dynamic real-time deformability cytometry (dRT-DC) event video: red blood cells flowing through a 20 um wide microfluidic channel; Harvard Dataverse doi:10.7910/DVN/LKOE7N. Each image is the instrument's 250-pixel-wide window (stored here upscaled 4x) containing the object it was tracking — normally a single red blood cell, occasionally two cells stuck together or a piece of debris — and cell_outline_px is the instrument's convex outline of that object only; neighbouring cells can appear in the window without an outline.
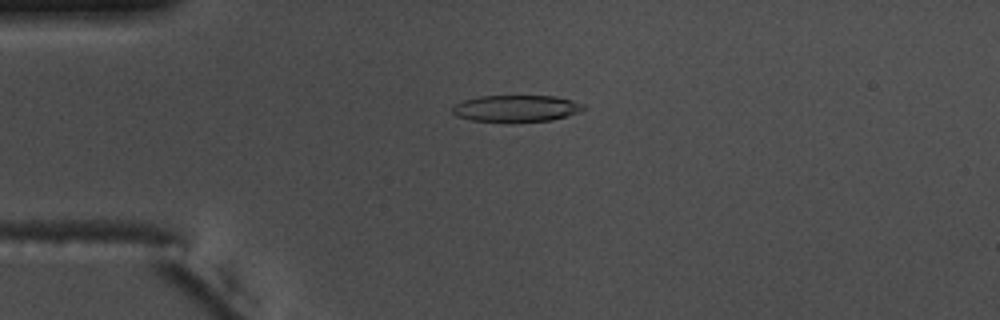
{"species": "common noctule bat (a hibernating species)", "species_latin": "Nyctalus noctula", "temperature_condition": "warm", "stored_images_in_passage": 50, "camera_frame_rate_fps": 3000, "um_per_image_px": 0.085, "animal": {"sex": "male", "body_mass_g": 17.5, "forearm_length_mm": 52.3}, "frame": {"image": 1, "passage_image": 9, "time_ms": 2.667, "image_size_px": [1000, 320], "cell_outline_px": [[588, 108], [580, 112], [552, 120], [512, 124], [508, 124], [472, 120], [456, 116], [452, 112], [452, 108], [456, 104], [464, 100], [480, 96], [556, 96], [572, 100], [584, 104]], "centroid_in_image_um": [43.91, 9.25], "position_along_channel_um": 41.1, "area_um2": 21.1}}
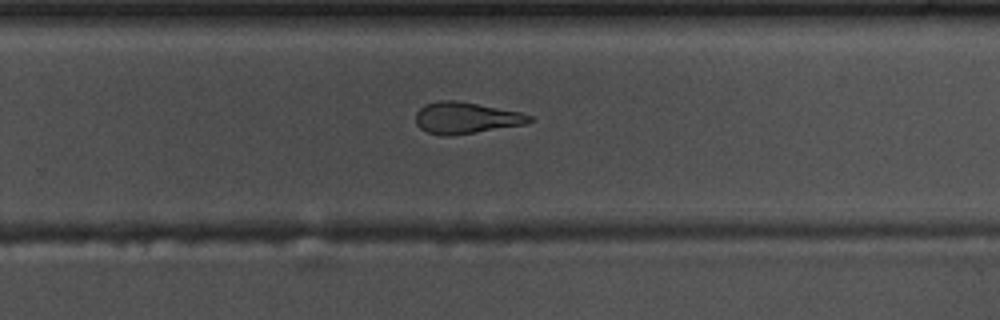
{"frame": {"image": 2, "passage_image": 31, "time_ms": 10.0, "image_size_px": [1000, 320], "cell_outline_px": [[536, 120], [524, 124], [452, 136], [440, 136], [428, 132], [420, 128], [416, 124], [416, 112], [424, 104], [440, 100], [456, 100], [520, 112], [532, 116]], "centroid_in_image_um": [39.58, 10.02], "position_along_channel_um": 290.2, "area_um2": 20.87}}
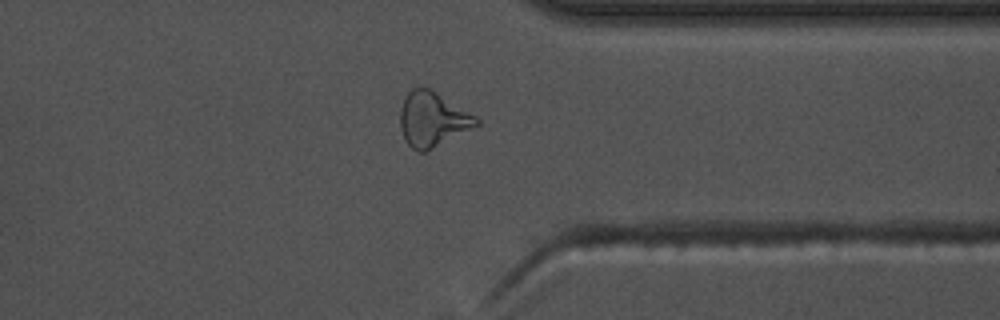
{"frame": {"image": 3, "passage_image": 38, "time_ms": 12.333, "image_size_px": [1000, 320], "cell_outline_px": [[480, 124], [424, 152], [420, 152], [412, 148], [404, 140], [400, 128], [400, 108], [408, 92], [412, 88], [428, 88], [436, 92], [476, 116], [480, 120]], "centroid_in_image_um": [36.74, 10.15], "position_along_channel_um": 374.7, "area_um2": 23.87}, "authors_computed_cell_mechanics": {"area_um2": 21.6461, "velocity_mm_per_s": 3.7596, "shape_relaxation_time_tau1_ms": 7.8358, "shape_relaxation_time_tau2_ms": 1.3755, "deformation_change_tau1": 0.241, "deformation_change_tau2": 0.1093}}